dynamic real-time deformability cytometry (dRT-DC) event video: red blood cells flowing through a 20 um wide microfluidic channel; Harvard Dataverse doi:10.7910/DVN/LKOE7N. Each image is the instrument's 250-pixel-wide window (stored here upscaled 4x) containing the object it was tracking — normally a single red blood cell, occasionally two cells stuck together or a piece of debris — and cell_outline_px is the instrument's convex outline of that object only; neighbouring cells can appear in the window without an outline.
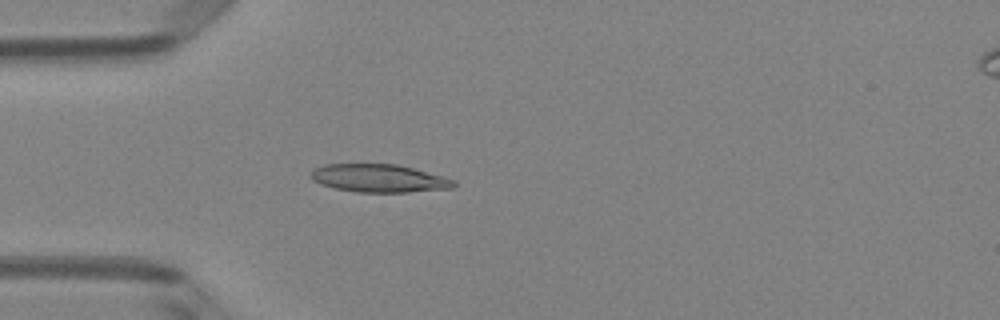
{"species": "Egyptian fruit bat (a non-hibernating species)", "species_latin": "Rousettus aegyptiacus", "temperature_condition": "room temperature", "stored_images_in_passage": 37, "camera_frame_rate_fps": 3000, "um_per_image_px": 0.085, "animal": {"sex": "female"}, "frame": {"image": 1, "passage_image": 2, "time_ms": 0.333, "image_size_px": [1000, 320], "cell_outline_px": [[456, 184], [452, 188], [408, 192], [356, 192], [336, 188], [320, 184], [312, 180], [308, 176], [312, 168], [324, 164], [396, 164], [444, 176], [456, 180]], "centroid_in_image_um": [32.18, 15.15], "position_along_channel_um": 52.8, "area_um2": 23.47}}
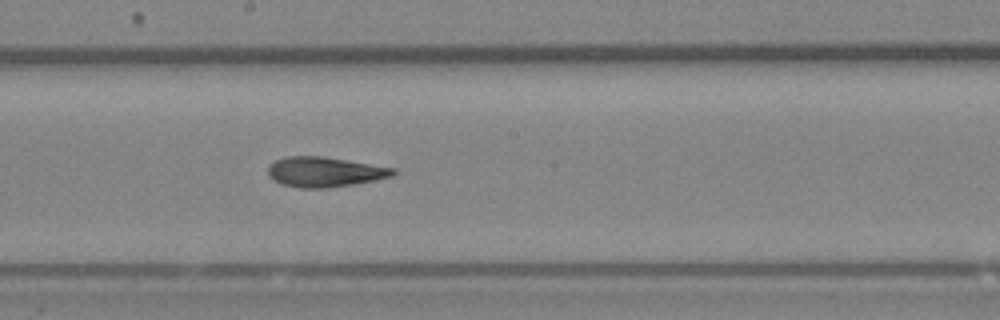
{"frame": {"image": 2, "passage_image": 15, "time_ms": 4.667, "image_size_px": [1000, 320], "cell_outline_px": [[396, 172], [392, 176], [352, 184], [324, 188], [300, 188], [284, 184], [268, 176], [268, 164], [276, 160], [288, 156], [324, 156], [396, 168]], "centroid_in_image_um": [27.59, 14.6], "position_along_channel_um": 220.6, "area_um2": 21.68}}
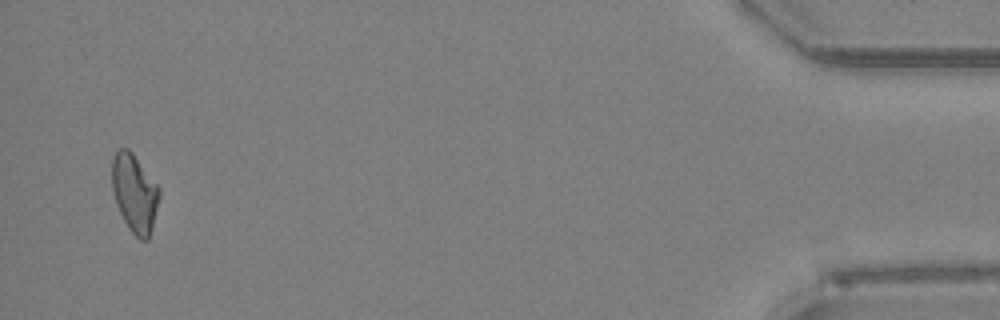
{"frame": {"image": 3, "passage_image": 36, "time_ms": 11.667, "image_size_px": [1000, 320], "cell_outline_px": [[160, 196], [152, 228], [148, 240], [140, 240], [128, 228], [116, 204], [112, 192], [112, 160], [116, 152], [120, 148], [128, 148], [132, 152], [160, 188]], "centroid_in_image_um": [11.44, 16.42], "position_along_channel_um": 423.8, "area_um2": 21.5}, "authors_computed_cell_mechanics": {"area_um2": 21.7328, "velocity_mm_per_s": 4.0835, "shape_relaxation_time_tau1_ms": 7.5391, "shape_relaxation_time_tau2_ms": 3.263, "deformation_change_tau1": 0.213, "deformation_change_tau2": 0.1087}}